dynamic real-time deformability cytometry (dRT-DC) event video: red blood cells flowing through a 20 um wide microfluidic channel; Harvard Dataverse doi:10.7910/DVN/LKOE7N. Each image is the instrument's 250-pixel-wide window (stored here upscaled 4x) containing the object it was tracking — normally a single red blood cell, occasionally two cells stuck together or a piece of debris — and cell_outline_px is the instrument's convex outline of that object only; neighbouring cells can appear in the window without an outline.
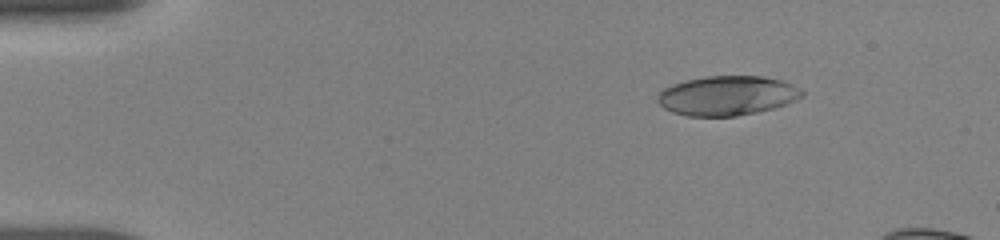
{"species": "human", "species_latin": "Homo sapiens", "temperature_condition": "room temperature", "stored_images_in_passage": 14, "camera_frame_rate_fps": 3000, "um_per_image_px": 0.085, "donor": {"sex": "female"}, "frame": {"image": 1, "passage_image": 2, "time_ms": 0.667, "image_size_px": [1000, 240], "cell_outline_px": [[804, 96], [796, 100], [772, 108], [756, 112], [736, 116], [688, 116], [672, 112], [664, 108], [656, 100], [656, 96], [664, 88], [672, 84], [684, 80], [708, 76], [764, 76], [780, 80], [792, 84], [800, 88], [804, 92]], "centroid_in_image_um": [61.79, 8.12], "position_along_channel_um": 23.2, "area_um2": 33.29}}
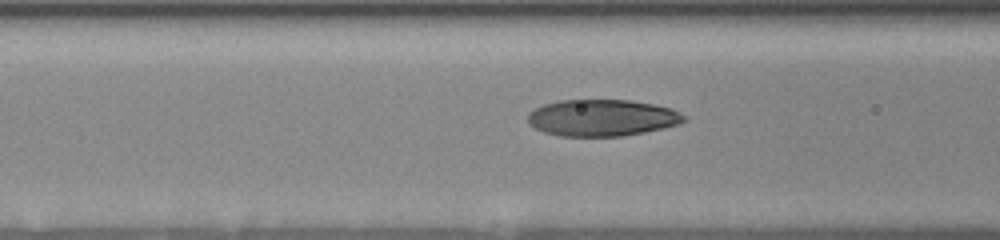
{"frame": {"image": 2, "passage_image": 11, "time_ms": 5.333, "image_size_px": [1000, 240], "cell_outline_px": [[688, 120], [680, 124], [664, 128], [644, 132], [620, 136], [560, 136], [544, 132], [528, 124], [528, 112], [544, 104], [560, 100], [632, 100], [672, 108], [688, 116]], "centroid_in_image_um": [51.21, 10.01], "position_along_channel_um": 115.4, "area_um2": 33.58}}
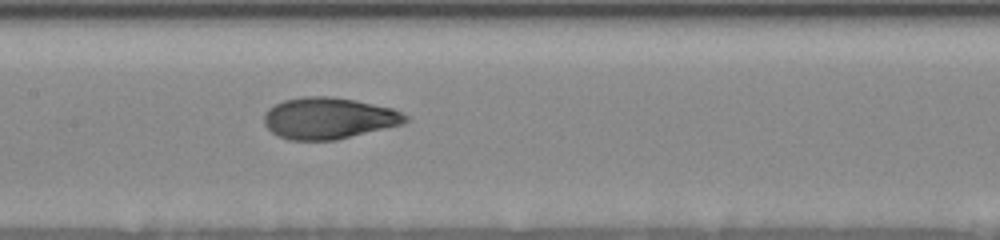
{"frame": {"image": 3, "passage_image": 14, "time_ms": 7.0, "image_size_px": [1000, 240], "cell_outline_px": [[408, 120], [404, 124], [336, 140], [288, 140], [272, 132], [264, 124], [264, 112], [268, 108], [284, 100], [304, 96], [332, 96], [356, 100], [392, 108], [408, 116]], "centroid_in_image_um": [27.94, 10.04], "position_along_channel_um": 179.5, "area_um2": 34.28}}